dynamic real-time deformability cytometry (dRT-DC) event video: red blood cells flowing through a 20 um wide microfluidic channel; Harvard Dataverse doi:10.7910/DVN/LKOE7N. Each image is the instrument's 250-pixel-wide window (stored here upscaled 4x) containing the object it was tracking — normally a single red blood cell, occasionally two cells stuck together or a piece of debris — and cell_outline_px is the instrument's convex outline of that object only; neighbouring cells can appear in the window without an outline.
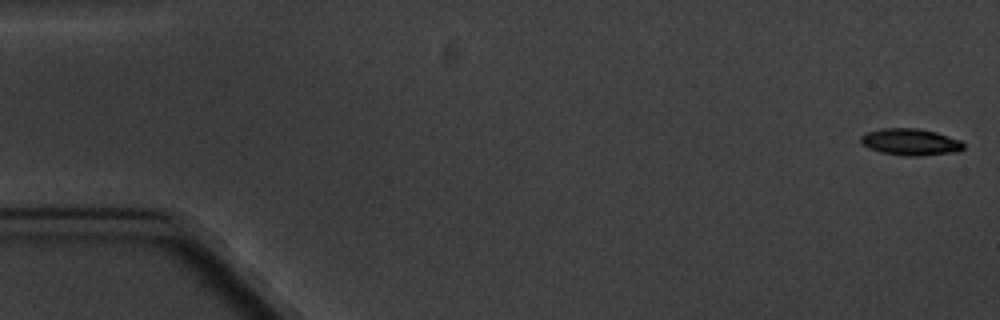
{"species": "common noctule bat (a hibernating species)", "species_latin": "Nyctalus noctula", "temperature_condition": "cold", "stored_images_in_passage": 6, "camera_frame_rate_fps": 3000, "um_per_image_px": 0.085, "animal": {"sex": "male", "body_mass_g": 20.1, "forearm_length_mm": 53.5}, "frame": {"image": 1, "passage_image": 1, "time_ms": 0.0, "image_size_px": [1000, 320], "cell_outline_px": [[964, 148], [956, 152], [920, 156], [908, 156], [884, 152], [860, 144], [860, 136], [868, 132], [884, 128], [916, 128], [936, 132], [960, 140], [964, 144]], "centroid_in_image_um": [77.41, 12.06], "position_along_channel_um": 7.6, "area_um2": 15.78}}
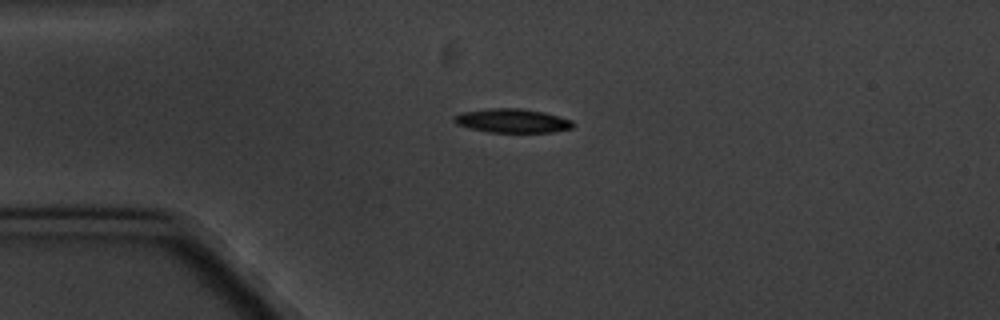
{"frame": {"image": 2, "passage_image": 4, "time_ms": 4.333, "image_size_px": [1000, 320], "cell_outline_px": [[576, 124], [572, 128], [552, 132], [488, 132], [456, 124], [452, 120], [452, 116], [464, 112], [492, 108], [520, 108], [544, 112], [572, 120]], "centroid_in_image_um": [43.56, 10.26], "position_along_channel_um": 41.4, "area_um2": 16.53}}